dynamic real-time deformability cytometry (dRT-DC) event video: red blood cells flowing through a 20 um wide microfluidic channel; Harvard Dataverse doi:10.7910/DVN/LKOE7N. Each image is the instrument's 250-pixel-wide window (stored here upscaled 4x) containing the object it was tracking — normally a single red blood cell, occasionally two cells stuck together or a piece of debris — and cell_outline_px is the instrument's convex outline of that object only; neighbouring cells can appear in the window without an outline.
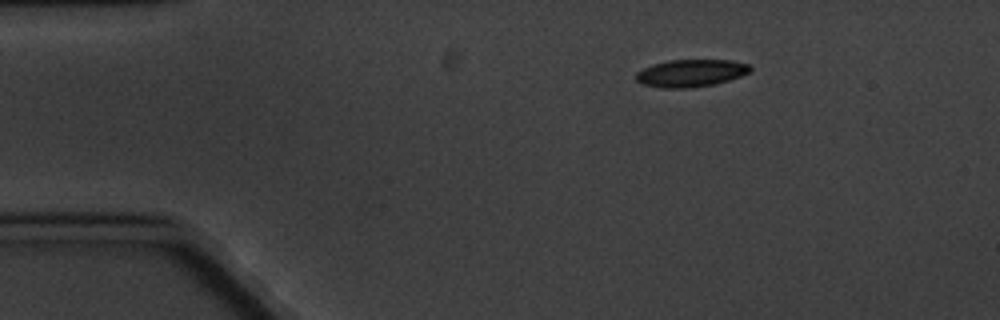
{"species": "common noctule bat (a hibernating species)", "species_latin": "Nyctalus noctula", "temperature_condition": "cold", "stored_images_in_passage": 3, "camera_frame_rate_fps": 3000, "um_per_image_px": 0.085, "animal": {"sex": "male", "body_mass_g": 20.1, "forearm_length_mm": 53.5}, "frame": {"image": 1, "passage_image": 1, "time_ms": 0.0, "image_size_px": [1000, 320], "cell_outline_px": [[752, 68], [748, 72], [740, 76], [728, 80], [712, 84], [688, 88], [660, 88], [644, 84], [636, 80], [636, 72], [652, 64], [668, 60], [732, 60], [748, 64]], "centroid_in_image_um": [58.7, 6.21], "position_along_channel_um": 26.3, "area_um2": 18.09}}